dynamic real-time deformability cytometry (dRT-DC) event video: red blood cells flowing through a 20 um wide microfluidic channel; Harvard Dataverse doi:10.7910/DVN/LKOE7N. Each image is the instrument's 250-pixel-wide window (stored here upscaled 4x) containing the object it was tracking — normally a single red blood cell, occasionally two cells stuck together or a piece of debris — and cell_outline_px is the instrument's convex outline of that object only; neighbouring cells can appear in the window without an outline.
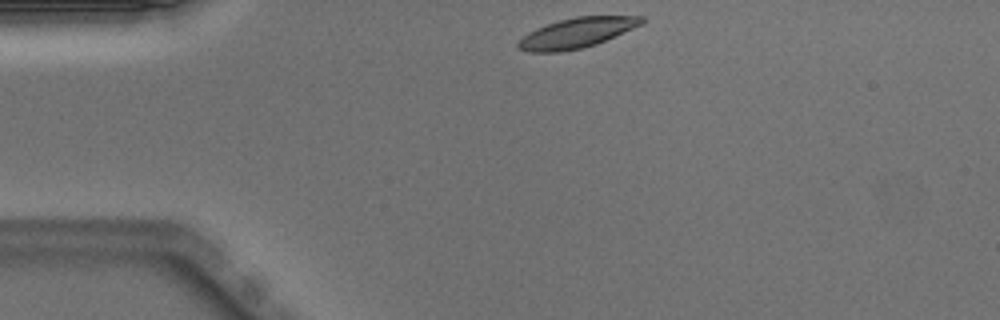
{"species": "Egyptian fruit bat (a non-hibernating species)", "species_latin": "Rousettus aegyptiacus", "temperature_condition": "warm", "stored_images_in_passage": 41, "camera_frame_rate_fps": 3000, "um_per_image_px": 0.085, "animal": {"sex": "male"}, "frame": {"image": 1, "passage_image": 1, "time_ms": 0.0, "image_size_px": [1000, 320], "cell_outline_px": [[644, 24], [596, 44], [584, 48], [560, 52], [528, 52], [516, 48], [516, 44], [528, 32], [536, 28], [560, 20], [576, 16], [644, 16]], "centroid_in_image_um": [49.03, 2.8], "position_along_channel_um": 36.0, "area_um2": 21.68}}
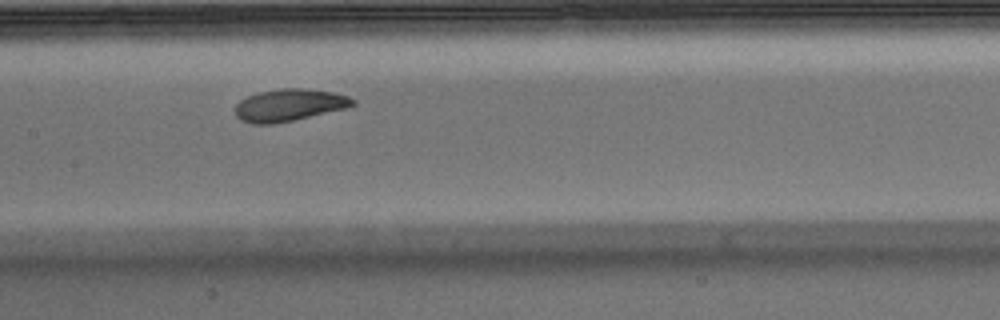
{"frame": {"image": 2, "passage_image": 15, "time_ms": 4.667, "image_size_px": [1000, 320], "cell_outline_px": [[356, 104], [348, 108], [292, 120], [272, 124], [252, 124], [240, 120], [236, 116], [236, 104], [240, 100], [248, 96], [260, 92], [280, 88], [304, 88], [332, 92], [348, 96], [356, 100]], "centroid_in_image_um": [24.6, 8.93], "position_along_channel_um": 182.8, "area_um2": 22.02}}
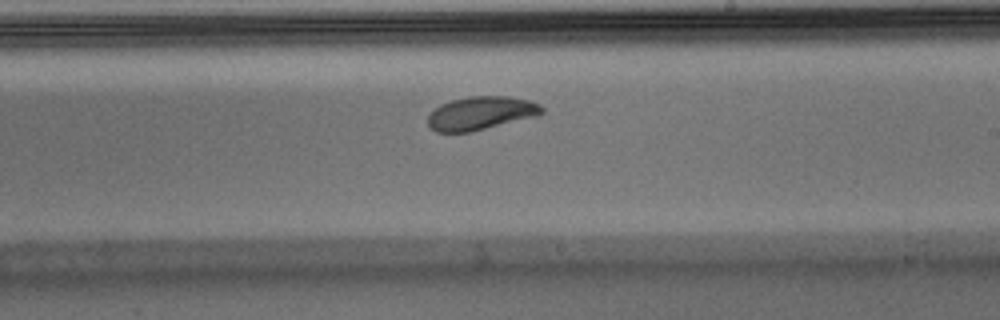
{"frame": {"image": 3, "passage_image": 20, "time_ms": 6.333, "image_size_px": [1000, 320], "cell_outline_px": [[544, 112], [536, 116], [468, 132], [436, 132], [428, 124], [428, 116], [440, 104], [452, 100], [468, 96], [508, 96], [528, 100], [540, 104], [544, 108]], "centroid_in_image_um": [40.88, 9.6], "position_along_channel_um": 248.1, "area_um2": 21.91}, "authors_computed_cell_mechanics": {"area_um2": 22.253, "velocity_mm_per_s": 3.9391, "shape_relaxation_time_tau1_ms": 1.8826, "shape_relaxation_time_tau2_ms": 4.8329, "deformation_change_tau1": 0.0968, "deformation_change_tau2": 0.1144}}